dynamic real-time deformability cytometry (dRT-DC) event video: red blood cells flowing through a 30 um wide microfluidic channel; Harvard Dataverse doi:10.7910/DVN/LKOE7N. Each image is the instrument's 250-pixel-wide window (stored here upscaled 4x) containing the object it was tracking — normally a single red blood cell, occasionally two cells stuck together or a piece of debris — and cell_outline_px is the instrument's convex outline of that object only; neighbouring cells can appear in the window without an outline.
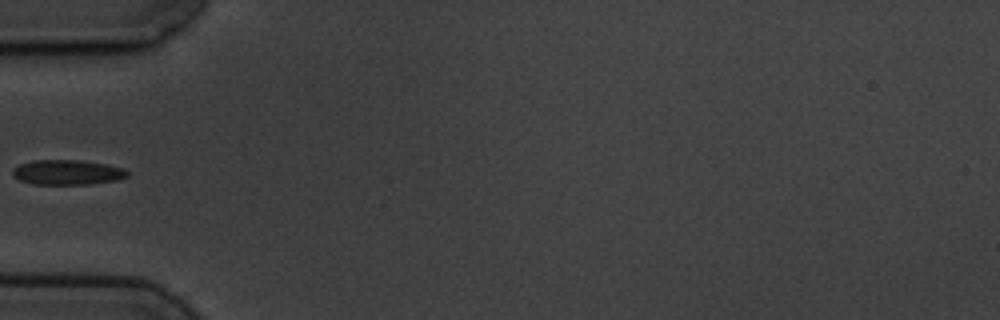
{"species": "common noctule bat (a hibernating species)", "species_latin": "Nyctalus noctula", "temperature_condition": "cold", "stored_images_in_passage": 5, "camera_frame_rate_fps": 3000, "um_per_image_px": 0.085, "animal": {"sex": "male", "body_mass_g": 19.5, "forearm_length_mm": 54.6}, "frame": {"image": 1, "passage_image": 5, "time_ms": 4.667, "image_size_px": [1000, 320], "cell_outline_px": [[128, 176], [116, 180], [92, 184], [32, 184], [20, 180], [12, 176], [12, 168], [20, 164], [32, 160], [80, 160], [108, 164], [124, 168], [128, 172]], "centroid_in_image_um": [5.71, 14.64], "position_along_channel_um": 79.3, "area_um2": 16.82}}